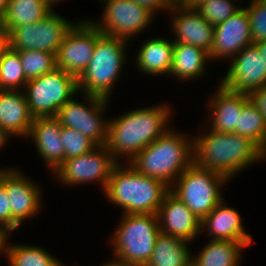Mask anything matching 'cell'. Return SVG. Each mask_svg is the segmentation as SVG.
<instances>
[{"label": "cell", "instance_id": "cell-32", "mask_svg": "<svg viewBox=\"0 0 266 266\" xmlns=\"http://www.w3.org/2000/svg\"><path fill=\"white\" fill-rule=\"evenodd\" d=\"M232 0H205L199 3L195 9L213 26L222 23L234 15L240 8L234 5Z\"/></svg>", "mask_w": 266, "mask_h": 266}, {"label": "cell", "instance_id": "cell-1", "mask_svg": "<svg viewBox=\"0 0 266 266\" xmlns=\"http://www.w3.org/2000/svg\"><path fill=\"white\" fill-rule=\"evenodd\" d=\"M124 114L108 121L105 146L116 161L121 159L120 156L131 161L142 149L161 137L169 129L166 127L171 107L159 104Z\"/></svg>", "mask_w": 266, "mask_h": 266}, {"label": "cell", "instance_id": "cell-38", "mask_svg": "<svg viewBox=\"0 0 266 266\" xmlns=\"http://www.w3.org/2000/svg\"><path fill=\"white\" fill-rule=\"evenodd\" d=\"M10 231L0 229V254L4 253L5 257H7V251L9 243L7 240H9ZM5 251V252H4Z\"/></svg>", "mask_w": 266, "mask_h": 266}, {"label": "cell", "instance_id": "cell-10", "mask_svg": "<svg viewBox=\"0 0 266 266\" xmlns=\"http://www.w3.org/2000/svg\"><path fill=\"white\" fill-rule=\"evenodd\" d=\"M118 163L105 145L96 146L86 154L64 160L53 174L67 186L97 181L105 191Z\"/></svg>", "mask_w": 266, "mask_h": 266}, {"label": "cell", "instance_id": "cell-15", "mask_svg": "<svg viewBox=\"0 0 266 266\" xmlns=\"http://www.w3.org/2000/svg\"><path fill=\"white\" fill-rule=\"evenodd\" d=\"M248 11L240 8L234 15L214 26L213 45L210 61L213 59L233 58L251 41V28Z\"/></svg>", "mask_w": 266, "mask_h": 266}, {"label": "cell", "instance_id": "cell-22", "mask_svg": "<svg viewBox=\"0 0 266 266\" xmlns=\"http://www.w3.org/2000/svg\"><path fill=\"white\" fill-rule=\"evenodd\" d=\"M223 201L202 220L201 229L209 230L211 240H231L250 245L252 237L246 233L239 212L225 206Z\"/></svg>", "mask_w": 266, "mask_h": 266}, {"label": "cell", "instance_id": "cell-36", "mask_svg": "<svg viewBox=\"0 0 266 266\" xmlns=\"http://www.w3.org/2000/svg\"><path fill=\"white\" fill-rule=\"evenodd\" d=\"M249 100L259 110L266 120V86L247 93Z\"/></svg>", "mask_w": 266, "mask_h": 266}, {"label": "cell", "instance_id": "cell-5", "mask_svg": "<svg viewBox=\"0 0 266 266\" xmlns=\"http://www.w3.org/2000/svg\"><path fill=\"white\" fill-rule=\"evenodd\" d=\"M128 41L104 35L96 27V45L86 70L77 79L81 94L109 100L122 71Z\"/></svg>", "mask_w": 266, "mask_h": 266}, {"label": "cell", "instance_id": "cell-37", "mask_svg": "<svg viewBox=\"0 0 266 266\" xmlns=\"http://www.w3.org/2000/svg\"><path fill=\"white\" fill-rule=\"evenodd\" d=\"M135 1L140 5L150 9L154 13H156V11L158 12V10L159 12L160 10L167 12L172 6V3L169 0H135Z\"/></svg>", "mask_w": 266, "mask_h": 266}, {"label": "cell", "instance_id": "cell-2", "mask_svg": "<svg viewBox=\"0 0 266 266\" xmlns=\"http://www.w3.org/2000/svg\"><path fill=\"white\" fill-rule=\"evenodd\" d=\"M193 138V162L229 180L250 164L266 160V153L250 138L209 130Z\"/></svg>", "mask_w": 266, "mask_h": 266}, {"label": "cell", "instance_id": "cell-44", "mask_svg": "<svg viewBox=\"0 0 266 266\" xmlns=\"http://www.w3.org/2000/svg\"><path fill=\"white\" fill-rule=\"evenodd\" d=\"M184 266H199L197 261L191 256V258L185 263Z\"/></svg>", "mask_w": 266, "mask_h": 266}, {"label": "cell", "instance_id": "cell-42", "mask_svg": "<svg viewBox=\"0 0 266 266\" xmlns=\"http://www.w3.org/2000/svg\"><path fill=\"white\" fill-rule=\"evenodd\" d=\"M9 137L10 136L2 128H0V149L5 146Z\"/></svg>", "mask_w": 266, "mask_h": 266}, {"label": "cell", "instance_id": "cell-25", "mask_svg": "<svg viewBox=\"0 0 266 266\" xmlns=\"http://www.w3.org/2000/svg\"><path fill=\"white\" fill-rule=\"evenodd\" d=\"M209 54L203 49L184 43H174L173 60L169 75L179 80H192L205 75ZM199 76V77H198Z\"/></svg>", "mask_w": 266, "mask_h": 266}, {"label": "cell", "instance_id": "cell-33", "mask_svg": "<svg viewBox=\"0 0 266 266\" xmlns=\"http://www.w3.org/2000/svg\"><path fill=\"white\" fill-rule=\"evenodd\" d=\"M61 141L65 150V160L86 154L97 146L78 130L64 126L61 130Z\"/></svg>", "mask_w": 266, "mask_h": 266}, {"label": "cell", "instance_id": "cell-34", "mask_svg": "<svg viewBox=\"0 0 266 266\" xmlns=\"http://www.w3.org/2000/svg\"><path fill=\"white\" fill-rule=\"evenodd\" d=\"M246 9L250 18L252 43L266 40V2L263 0L250 1Z\"/></svg>", "mask_w": 266, "mask_h": 266}, {"label": "cell", "instance_id": "cell-41", "mask_svg": "<svg viewBox=\"0 0 266 266\" xmlns=\"http://www.w3.org/2000/svg\"><path fill=\"white\" fill-rule=\"evenodd\" d=\"M8 0H0V23L5 17L7 11Z\"/></svg>", "mask_w": 266, "mask_h": 266}, {"label": "cell", "instance_id": "cell-27", "mask_svg": "<svg viewBox=\"0 0 266 266\" xmlns=\"http://www.w3.org/2000/svg\"><path fill=\"white\" fill-rule=\"evenodd\" d=\"M187 243L160 232L153 253L145 266H184L192 256Z\"/></svg>", "mask_w": 266, "mask_h": 266}, {"label": "cell", "instance_id": "cell-7", "mask_svg": "<svg viewBox=\"0 0 266 266\" xmlns=\"http://www.w3.org/2000/svg\"><path fill=\"white\" fill-rule=\"evenodd\" d=\"M227 180L226 176L193 162L172 184L170 192L203 220L223 200L220 188Z\"/></svg>", "mask_w": 266, "mask_h": 266}, {"label": "cell", "instance_id": "cell-4", "mask_svg": "<svg viewBox=\"0 0 266 266\" xmlns=\"http://www.w3.org/2000/svg\"><path fill=\"white\" fill-rule=\"evenodd\" d=\"M192 163L193 138L190 140L171 128L129 162L139 173L158 179L169 187Z\"/></svg>", "mask_w": 266, "mask_h": 266}, {"label": "cell", "instance_id": "cell-14", "mask_svg": "<svg viewBox=\"0 0 266 266\" xmlns=\"http://www.w3.org/2000/svg\"><path fill=\"white\" fill-rule=\"evenodd\" d=\"M231 61L220 82L225 88L248 93L266 86V63L254 43L245 46Z\"/></svg>", "mask_w": 266, "mask_h": 266}, {"label": "cell", "instance_id": "cell-43", "mask_svg": "<svg viewBox=\"0 0 266 266\" xmlns=\"http://www.w3.org/2000/svg\"><path fill=\"white\" fill-rule=\"evenodd\" d=\"M205 0H184L181 4L195 8L199 3Z\"/></svg>", "mask_w": 266, "mask_h": 266}, {"label": "cell", "instance_id": "cell-21", "mask_svg": "<svg viewBox=\"0 0 266 266\" xmlns=\"http://www.w3.org/2000/svg\"><path fill=\"white\" fill-rule=\"evenodd\" d=\"M33 120L24 92L0 90V128L10 137L27 138Z\"/></svg>", "mask_w": 266, "mask_h": 266}, {"label": "cell", "instance_id": "cell-3", "mask_svg": "<svg viewBox=\"0 0 266 266\" xmlns=\"http://www.w3.org/2000/svg\"><path fill=\"white\" fill-rule=\"evenodd\" d=\"M114 167L106 190V198L123 208V214H157L170 187L164 182L139 173L129 163ZM127 165V166H126Z\"/></svg>", "mask_w": 266, "mask_h": 266}, {"label": "cell", "instance_id": "cell-31", "mask_svg": "<svg viewBox=\"0 0 266 266\" xmlns=\"http://www.w3.org/2000/svg\"><path fill=\"white\" fill-rule=\"evenodd\" d=\"M27 81L42 76L56 68L55 54L41 50L17 51Z\"/></svg>", "mask_w": 266, "mask_h": 266}, {"label": "cell", "instance_id": "cell-29", "mask_svg": "<svg viewBox=\"0 0 266 266\" xmlns=\"http://www.w3.org/2000/svg\"><path fill=\"white\" fill-rule=\"evenodd\" d=\"M234 133L250 138L266 153V120L250 100L243 105Z\"/></svg>", "mask_w": 266, "mask_h": 266}, {"label": "cell", "instance_id": "cell-35", "mask_svg": "<svg viewBox=\"0 0 266 266\" xmlns=\"http://www.w3.org/2000/svg\"><path fill=\"white\" fill-rule=\"evenodd\" d=\"M20 224L12 217L6 192V168L0 169V229L13 232Z\"/></svg>", "mask_w": 266, "mask_h": 266}, {"label": "cell", "instance_id": "cell-40", "mask_svg": "<svg viewBox=\"0 0 266 266\" xmlns=\"http://www.w3.org/2000/svg\"><path fill=\"white\" fill-rule=\"evenodd\" d=\"M254 44L257 46L261 57L263 58V60L266 63V40L260 41V42L254 43Z\"/></svg>", "mask_w": 266, "mask_h": 266}, {"label": "cell", "instance_id": "cell-30", "mask_svg": "<svg viewBox=\"0 0 266 266\" xmlns=\"http://www.w3.org/2000/svg\"><path fill=\"white\" fill-rule=\"evenodd\" d=\"M9 266H59L60 261L41 247L10 245L7 251Z\"/></svg>", "mask_w": 266, "mask_h": 266}, {"label": "cell", "instance_id": "cell-11", "mask_svg": "<svg viewBox=\"0 0 266 266\" xmlns=\"http://www.w3.org/2000/svg\"><path fill=\"white\" fill-rule=\"evenodd\" d=\"M105 4L103 17L96 23L90 20L102 34L130 41L150 26L153 15L150 9L135 0H101ZM149 25V26H148Z\"/></svg>", "mask_w": 266, "mask_h": 266}, {"label": "cell", "instance_id": "cell-16", "mask_svg": "<svg viewBox=\"0 0 266 266\" xmlns=\"http://www.w3.org/2000/svg\"><path fill=\"white\" fill-rule=\"evenodd\" d=\"M169 10L170 13H175L171 23L173 35H176L173 42L190 44L210 54L213 45L214 26L193 7L172 4Z\"/></svg>", "mask_w": 266, "mask_h": 266}, {"label": "cell", "instance_id": "cell-23", "mask_svg": "<svg viewBox=\"0 0 266 266\" xmlns=\"http://www.w3.org/2000/svg\"><path fill=\"white\" fill-rule=\"evenodd\" d=\"M139 48L136 57V66L144 74H169L174 51V42L167 38H151Z\"/></svg>", "mask_w": 266, "mask_h": 266}, {"label": "cell", "instance_id": "cell-45", "mask_svg": "<svg viewBox=\"0 0 266 266\" xmlns=\"http://www.w3.org/2000/svg\"><path fill=\"white\" fill-rule=\"evenodd\" d=\"M47 3L49 4V6L52 8V6H56V4H58L57 2H60L62 0H46ZM56 3V4H55ZM54 4V5H53Z\"/></svg>", "mask_w": 266, "mask_h": 266}, {"label": "cell", "instance_id": "cell-17", "mask_svg": "<svg viewBox=\"0 0 266 266\" xmlns=\"http://www.w3.org/2000/svg\"><path fill=\"white\" fill-rule=\"evenodd\" d=\"M160 232L192 242L202 232L201 222L195 214L169 192L157 212Z\"/></svg>", "mask_w": 266, "mask_h": 266}, {"label": "cell", "instance_id": "cell-46", "mask_svg": "<svg viewBox=\"0 0 266 266\" xmlns=\"http://www.w3.org/2000/svg\"><path fill=\"white\" fill-rule=\"evenodd\" d=\"M172 4H181L184 0H169Z\"/></svg>", "mask_w": 266, "mask_h": 266}, {"label": "cell", "instance_id": "cell-20", "mask_svg": "<svg viewBox=\"0 0 266 266\" xmlns=\"http://www.w3.org/2000/svg\"><path fill=\"white\" fill-rule=\"evenodd\" d=\"M214 93L209 100L210 129L220 133L234 132L238 127L243 105L249 100L247 93L229 90L221 84Z\"/></svg>", "mask_w": 266, "mask_h": 266}, {"label": "cell", "instance_id": "cell-8", "mask_svg": "<svg viewBox=\"0 0 266 266\" xmlns=\"http://www.w3.org/2000/svg\"><path fill=\"white\" fill-rule=\"evenodd\" d=\"M24 88L34 118L56 117L59 109L79 92L77 78L59 68L29 80Z\"/></svg>", "mask_w": 266, "mask_h": 266}, {"label": "cell", "instance_id": "cell-18", "mask_svg": "<svg viewBox=\"0 0 266 266\" xmlns=\"http://www.w3.org/2000/svg\"><path fill=\"white\" fill-rule=\"evenodd\" d=\"M21 170L6 167V192L12 217L21 225L22 221L32 218L41 208L40 187Z\"/></svg>", "mask_w": 266, "mask_h": 266}, {"label": "cell", "instance_id": "cell-12", "mask_svg": "<svg viewBox=\"0 0 266 266\" xmlns=\"http://www.w3.org/2000/svg\"><path fill=\"white\" fill-rule=\"evenodd\" d=\"M84 97L89 104L84 105L71 99L59 109L56 118L62 126L78 130L97 146H104L107 142L109 122L102 115L107 109L108 100L88 94Z\"/></svg>", "mask_w": 266, "mask_h": 266}, {"label": "cell", "instance_id": "cell-26", "mask_svg": "<svg viewBox=\"0 0 266 266\" xmlns=\"http://www.w3.org/2000/svg\"><path fill=\"white\" fill-rule=\"evenodd\" d=\"M243 242L231 240H209L194 257L199 266H239Z\"/></svg>", "mask_w": 266, "mask_h": 266}, {"label": "cell", "instance_id": "cell-9", "mask_svg": "<svg viewBox=\"0 0 266 266\" xmlns=\"http://www.w3.org/2000/svg\"><path fill=\"white\" fill-rule=\"evenodd\" d=\"M74 24L52 9L38 22L15 27L2 41L15 51L41 50L56 55L65 35Z\"/></svg>", "mask_w": 266, "mask_h": 266}, {"label": "cell", "instance_id": "cell-13", "mask_svg": "<svg viewBox=\"0 0 266 266\" xmlns=\"http://www.w3.org/2000/svg\"><path fill=\"white\" fill-rule=\"evenodd\" d=\"M95 45L96 26L90 20L75 22L57 50L56 68L78 79L89 65Z\"/></svg>", "mask_w": 266, "mask_h": 266}, {"label": "cell", "instance_id": "cell-24", "mask_svg": "<svg viewBox=\"0 0 266 266\" xmlns=\"http://www.w3.org/2000/svg\"><path fill=\"white\" fill-rule=\"evenodd\" d=\"M51 10L46 0H8L5 17L0 23V39L15 27L40 21Z\"/></svg>", "mask_w": 266, "mask_h": 266}, {"label": "cell", "instance_id": "cell-28", "mask_svg": "<svg viewBox=\"0 0 266 266\" xmlns=\"http://www.w3.org/2000/svg\"><path fill=\"white\" fill-rule=\"evenodd\" d=\"M27 82L19 53L0 39V90L23 91Z\"/></svg>", "mask_w": 266, "mask_h": 266}, {"label": "cell", "instance_id": "cell-6", "mask_svg": "<svg viewBox=\"0 0 266 266\" xmlns=\"http://www.w3.org/2000/svg\"><path fill=\"white\" fill-rule=\"evenodd\" d=\"M113 233L115 259L145 266L160 234L157 214H123Z\"/></svg>", "mask_w": 266, "mask_h": 266}, {"label": "cell", "instance_id": "cell-19", "mask_svg": "<svg viewBox=\"0 0 266 266\" xmlns=\"http://www.w3.org/2000/svg\"><path fill=\"white\" fill-rule=\"evenodd\" d=\"M62 125L56 117H36L33 120L29 138L52 172L65 160V150L61 141Z\"/></svg>", "mask_w": 266, "mask_h": 266}, {"label": "cell", "instance_id": "cell-39", "mask_svg": "<svg viewBox=\"0 0 266 266\" xmlns=\"http://www.w3.org/2000/svg\"><path fill=\"white\" fill-rule=\"evenodd\" d=\"M102 266H142V265L131 264L128 262L120 261L118 259L115 260L114 258L111 262H108Z\"/></svg>", "mask_w": 266, "mask_h": 266}]
</instances>
